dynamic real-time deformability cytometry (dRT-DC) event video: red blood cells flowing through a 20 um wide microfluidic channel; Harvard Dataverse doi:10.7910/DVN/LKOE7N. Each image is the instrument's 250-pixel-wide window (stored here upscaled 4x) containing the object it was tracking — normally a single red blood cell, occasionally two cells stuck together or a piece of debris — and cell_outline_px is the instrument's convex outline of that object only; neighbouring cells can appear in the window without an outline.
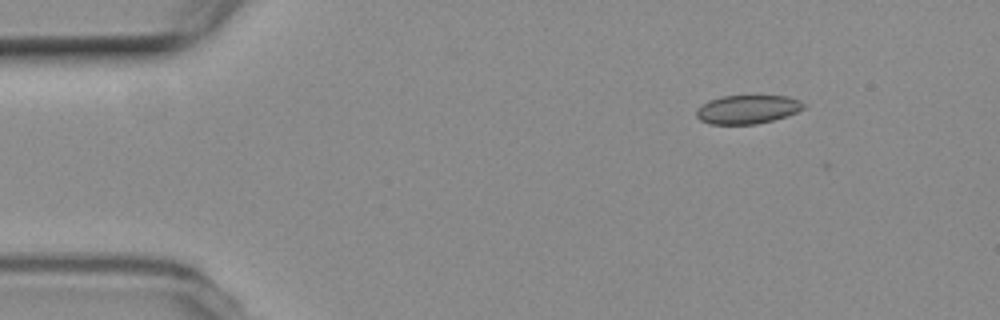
{"species": "common noctule bat (a hibernating species)", "species_latin": "Nyctalus noctula", "temperature_condition": "room temperature", "stored_images_in_passage": 4, "camera_frame_rate_fps": 3000, "um_per_image_px": 0.085, "animal": {"sex": "female", "body_mass_g": 19.3, "forearm_length_mm": 54.1}, "frame": {"image": 1, "passage_image": 1, "time_ms": 0.0, "image_size_px": [1000, 320], "cell_outline_px": [[804, 108], [796, 112], [772, 120], [756, 124], [708, 124], [700, 120], [696, 116], [696, 108], [708, 100], [720, 96], [788, 96], [800, 100], [804, 104]], "centroid_in_image_um": [63.48, 9.29], "position_along_channel_um": 21.5, "area_um2": 17.92}}
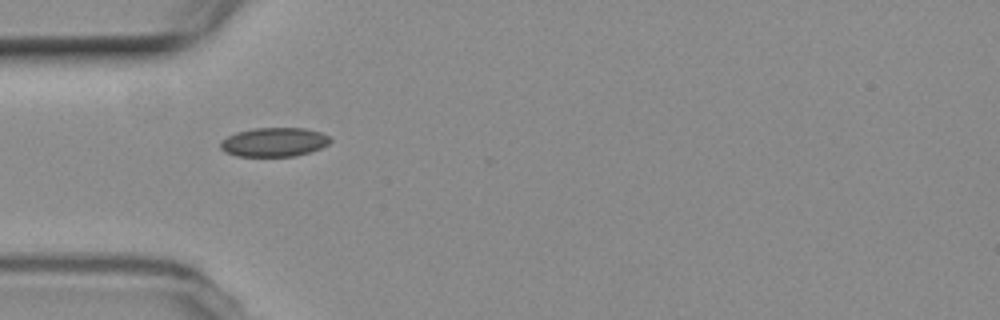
{"frame": {"image": 2, "passage_image": 3, "time_ms": 3.333, "image_size_px": [1000, 320], "cell_outline_px": [[332, 140], [328, 144], [320, 148], [296, 156], [236, 156], [224, 152], [220, 148], [220, 140], [236, 132], [252, 128], [304, 128], [320, 132], [328, 136]], "centroid_in_image_um": [23.26, 12.08], "position_along_channel_um": 61.7, "area_um2": 18.61}}
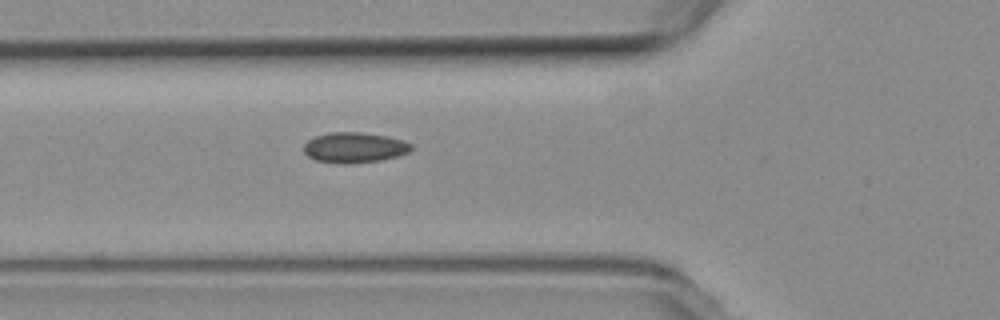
{"frame": {"image": 3, "passage_image": 4, "time_ms": 4.333, "image_size_px": [1000, 320], "cell_outline_px": [[412, 148], [408, 152], [396, 156], [380, 160], [352, 164], [336, 164], [316, 160], [308, 156], [304, 152], [304, 144], [308, 140], [316, 136], [332, 132], [360, 132], [388, 136], [404, 140], [412, 144]], "centroid_in_image_um": [30.12, 12.55], "position_along_channel_um": 95.7, "area_um2": 19.13}}